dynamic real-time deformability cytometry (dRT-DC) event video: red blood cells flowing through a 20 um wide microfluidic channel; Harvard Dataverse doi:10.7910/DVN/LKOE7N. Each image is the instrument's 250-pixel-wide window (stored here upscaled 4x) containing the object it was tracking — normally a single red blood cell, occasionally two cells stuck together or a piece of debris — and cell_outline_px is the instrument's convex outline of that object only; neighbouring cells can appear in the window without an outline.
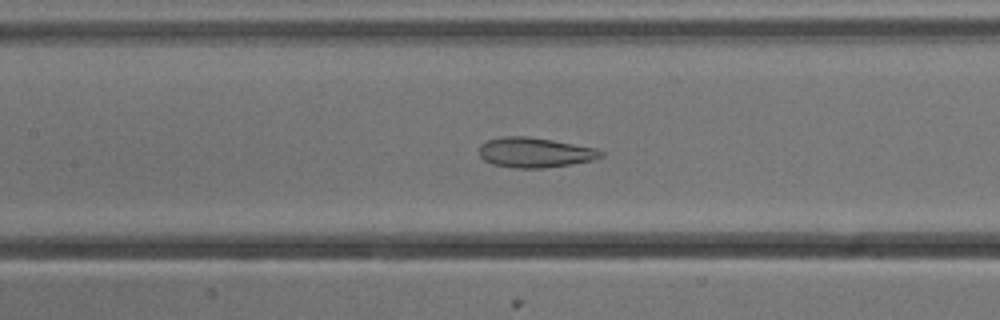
{"species": "common noctule bat (a hibernating species)", "species_latin": "Nyctalus noctula", "temperature_condition": "cold", "stored_images_in_passage": 52, "camera_frame_rate_fps": 3000, "um_per_image_px": 0.085, "animal": {"sex": "male", "body_mass_g": 13.3}, "frame": {"image": 1, "passage_image": 23, "time_ms": 7.333, "image_size_px": [1000, 320], "cell_outline_px": [[604, 156], [592, 160], [544, 168], [512, 168], [492, 164], [484, 160], [476, 152], [480, 144], [488, 140], [504, 136], [528, 136], [552, 140], [596, 148], [604, 152]], "centroid_in_image_um": [45.41, 12.96], "position_along_channel_um": 162.0, "area_um2": 21.39}}
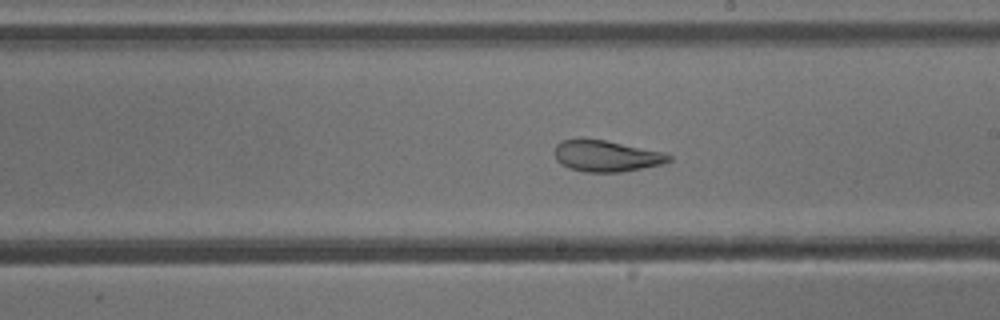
{"frame": {"image": 2, "passage_image": 29, "time_ms": 9.333, "image_size_px": [1000, 320], "cell_outline_px": [[672, 160], [664, 164], [620, 172], [584, 172], [568, 168], [560, 164], [556, 160], [556, 144], [560, 140], [580, 136], [604, 140], [668, 152], [672, 156]], "centroid_in_image_um": [51.54, 13.23], "position_along_channel_um": 237.5, "area_um2": 21.5}}
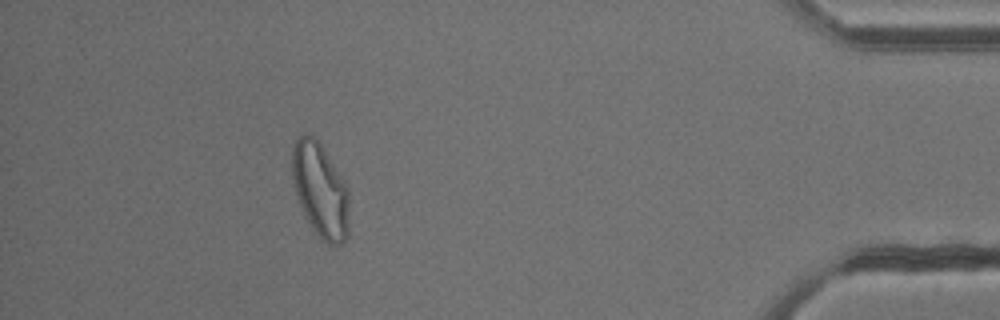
{"frame": {"image": 3, "passage_image": 47, "time_ms": 15.333, "image_size_px": [1000, 320], "cell_outline_px": [[348, 236], [340, 244], [328, 244], [320, 240], [304, 216], [296, 192], [292, 176], [292, 148], [296, 140], [304, 132], [316, 136], [348, 188]], "centroid_in_image_um": [27.21, 16.16], "position_along_channel_um": 408.0, "area_um2": 31.39}, "authors_computed_cell_mechanics": {"area_um2": 27.3394, "velocity_mm_per_s": 3.7926, "shape_relaxation_time_tau1_ms": 7.253, "shape_relaxation_time_tau2_ms": 1.5226, "deformation_change_tau1": 0.1706, "deformation_change_tau2": 0.0832}}